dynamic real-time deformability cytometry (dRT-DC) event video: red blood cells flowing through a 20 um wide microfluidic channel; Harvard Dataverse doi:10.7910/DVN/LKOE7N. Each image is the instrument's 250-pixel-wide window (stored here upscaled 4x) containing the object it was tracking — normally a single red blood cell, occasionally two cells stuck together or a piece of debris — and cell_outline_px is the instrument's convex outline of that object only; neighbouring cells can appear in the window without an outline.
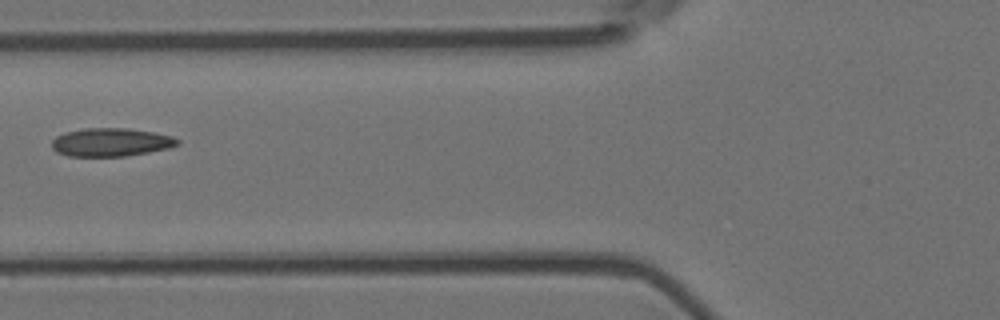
{"species": "Egyptian fruit bat (a non-hibernating species)", "species_latin": "Rousettus aegyptiacus", "temperature_condition": "room temperature", "stored_images_in_passage": 8, "camera_frame_rate_fps": 3000, "um_per_image_px": 0.085, "animal": {"sex": "female"}, "frame": {"image": 1, "passage_image": 7, "time_ms": 2.0, "image_size_px": [1000, 320], "cell_outline_px": [[180, 144], [168, 148], [148, 152], [124, 156], [68, 156], [56, 152], [52, 148], [52, 140], [56, 136], [64, 132], [84, 128], [128, 128], [152, 132], [172, 136], [180, 140]], "centroid_in_image_um": [9.41, 12.08], "position_along_channel_um": 116.4, "area_um2": 20.75}}
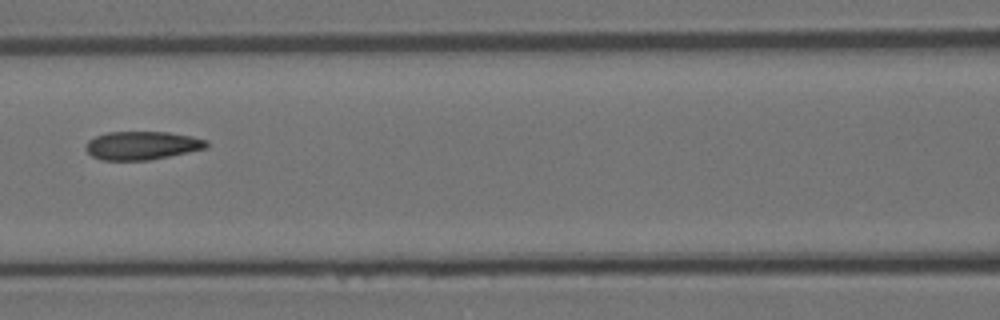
{"frame": {"image": 2, "passage_image": 8, "time_ms": 2.333, "image_size_px": [1000, 320], "cell_outline_px": [[208, 148], [148, 160], [100, 160], [92, 156], [84, 148], [84, 144], [88, 140], [96, 136], [108, 132], [168, 132], [192, 136], [208, 140]], "centroid_in_image_um": [12.06, 12.36], "position_along_channel_um": 154.5, "area_um2": 20.06}}